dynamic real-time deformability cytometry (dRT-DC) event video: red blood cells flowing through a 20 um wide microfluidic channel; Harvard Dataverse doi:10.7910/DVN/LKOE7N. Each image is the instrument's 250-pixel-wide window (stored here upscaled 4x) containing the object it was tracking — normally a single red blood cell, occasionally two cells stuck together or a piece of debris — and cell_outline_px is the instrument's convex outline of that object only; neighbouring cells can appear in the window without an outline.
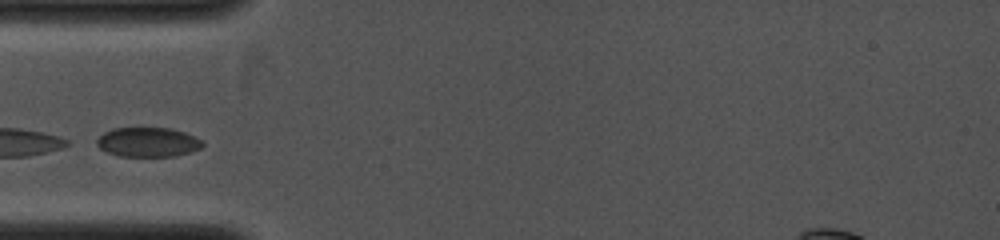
{"species": "common noctule bat (a hibernating species)", "species_latin": "Nyctalus noctula", "temperature_condition": "cold", "stored_images_in_passage": 8, "camera_frame_rate_fps": 4000, "um_per_image_px": 0.085, "animal": {"sex": "female", "body_mass_g": 19.0, "forearm_length_mm": 53.3}, "frame": {"image": 1, "passage_image": 1, "time_ms": 0.0, "image_size_px": [1000, 240], "cell_outline_px": [[204, 144], [200, 148], [192, 152], [176, 156], [120, 156], [108, 152], [100, 148], [96, 144], [96, 140], [104, 132], [112, 128], [172, 128], [184, 132], [204, 140]], "centroid_in_image_um": [12.6, 12.08], "position_along_channel_um": 72.4, "area_um2": 18.26}}